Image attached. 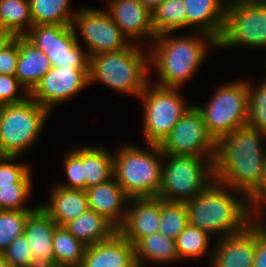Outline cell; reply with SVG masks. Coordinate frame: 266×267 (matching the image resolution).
<instances>
[{"label": "cell", "instance_id": "cell-1", "mask_svg": "<svg viewBox=\"0 0 266 267\" xmlns=\"http://www.w3.org/2000/svg\"><path fill=\"white\" fill-rule=\"evenodd\" d=\"M265 140L266 132L248 125L218 139L213 161L215 181L248 198L257 189L262 177Z\"/></svg>", "mask_w": 266, "mask_h": 267}, {"label": "cell", "instance_id": "cell-2", "mask_svg": "<svg viewBox=\"0 0 266 267\" xmlns=\"http://www.w3.org/2000/svg\"><path fill=\"white\" fill-rule=\"evenodd\" d=\"M188 33L179 36L167 32L155 37L149 46L150 71L152 74L155 69L158 75L156 81H151L153 84L182 90L208 59L210 50L218 51V42L212 36Z\"/></svg>", "mask_w": 266, "mask_h": 267}, {"label": "cell", "instance_id": "cell-3", "mask_svg": "<svg viewBox=\"0 0 266 267\" xmlns=\"http://www.w3.org/2000/svg\"><path fill=\"white\" fill-rule=\"evenodd\" d=\"M184 205L189 224L216 239L240 233L253 222L247 198L215 180Z\"/></svg>", "mask_w": 266, "mask_h": 267}, {"label": "cell", "instance_id": "cell-4", "mask_svg": "<svg viewBox=\"0 0 266 267\" xmlns=\"http://www.w3.org/2000/svg\"><path fill=\"white\" fill-rule=\"evenodd\" d=\"M149 47L128 48L89 57V85L100 83L113 91L139 98L151 82Z\"/></svg>", "mask_w": 266, "mask_h": 267}, {"label": "cell", "instance_id": "cell-5", "mask_svg": "<svg viewBox=\"0 0 266 267\" xmlns=\"http://www.w3.org/2000/svg\"><path fill=\"white\" fill-rule=\"evenodd\" d=\"M121 144L113 152V175L131 198L158 197L162 182L163 153L159 145Z\"/></svg>", "mask_w": 266, "mask_h": 267}, {"label": "cell", "instance_id": "cell-6", "mask_svg": "<svg viewBox=\"0 0 266 267\" xmlns=\"http://www.w3.org/2000/svg\"><path fill=\"white\" fill-rule=\"evenodd\" d=\"M213 161L214 157L163 154L158 197L166 202L190 201L215 180Z\"/></svg>", "mask_w": 266, "mask_h": 267}, {"label": "cell", "instance_id": "cell-7", "mask_svg": "<svg viewBox=\"0 0 266 267\" xmlns=\"http://www.w3.org/2000/svg\"><path fill=\"white\" fill-rule=\"evenodd\" d=\"M206 104H194L209 133L217 141L225 134L247 125L249 115L248 80L237 79L216 86Z\"/></svg>", "mask_w": 266, "mask_h": 267}, {"label": "cell", "instance_id": "cell-8", "mask_svg": "<svg viewBox=\"0 0 266 267\" xmlns=\"http://www.w3.org/2000/svg\"><path fill=\"white\" fill-rule=\"evenodd\" d=\"M50 111L30 96L15 104L0 106V142L5 155L20 156L39 139ZM31 146V147H30Z\"/></svg>", "mask_w": 266, "mask_h": 267}, {"label": "cell", "instance_id": "cell-9", "mask_svg": "<svg viewBox=\"0 0 266 267\" xmlns=\"http://www.w3.org/2000/svg\"><path fill=\"white\" fill-rule=\"evenodd\" d=\"M179 91L180 88L161 87L150 82L137 98L143 106L144 143L160 145L194 104H188Z\"/></svg>", "mask_w": 266, "mask_h": 267}, {"label": "cell", "instance_id": "cell-10", "mask_svg": "<svg viewBox=\"0 0 266 267\" xmlns=\"http://www.w3.org/2000/svg\"><path fill=\"white\" fill-rule=\"evenodd\" d=\"M217 42L219 51L251 47L266 52V6L227 0L224 27Z\"/></svg>", "mask_w": 266, "mask_h": 267}, {"label": "cell", "instance_id": "cell-11", "mask_svg": "<svg viewBox=\"0 0 266 267\" xmlns=\"http://www.w3.org/2000/svg\"><path fill=\"white\" fill-rule=\"evenodd\" d=\"M72 28L77 40L82 36L86 43L84 45L88 57L103 52L120 51L132 44L104 8H79Z\"/></svg>", "mask_w": 266, "mask_h": 267}, {"label": "cell", "instance_id": "cell-12", "mask_svg": "<svg viewBox=\"0 0 266 267\" xmlns=\"http://www.w3.org/2000/svg\"><path fill=\"white\" fill-rule=\"evenodd\" d=\"M55 67H89V57L72 25H35L24 35Z\"/></svg>", "mask_w": 266, "mask_h": 267}, {"label": "cell", "instance_id": "cell-13", "mask_svg": "<svg viewBox=\"0 0 266 267\" xmlns=\"http://www.w3.org/2000/svg\"><path fill=\"white\" fill-rule=\"evenodd\" d=\"M216 143L193 104L159 146L168 155L215 157Z\"/></svg>", "mask_w": 266, "mask_h": 267}, {"label": "cell", "instance_id": "cell-14", "mask_svg": "<svg viewBox=\"0 0 266 267\" xmlns=\"http://www.w3.org/2000/svg\"><path fill=\"white\" fill-rule=\"evenodd\" d=\"M89 86V67H55L41 78L30 97L51 113Z\"/></svg>", "mask_w": 266, "mask_h": 267}, {"label": "cell", "instance_id": "cell-15", "mask_svg": "<svg viewBox=\"0 0 266 267\" xmlns=\"http://www.w3.org/2000/svg\"><path fill=\"white\" fill-rule=\"evenodd\" d=\"M106 1V11L129 41L149 47L157 36L152 24V13L138 0Z\"/></svg>", "mask_w": 266, "mask_h": 267}, {"label": "cell", "instance_id": "cell-16", "mask_svg": "<svg viewBox=\"0 0 266 267\" xmlns=\"http://www.w3.org/2000/svg\"><path fill=\"white\" fill-rule=\"evenodd\" d=\"M214 240L210 267H253L256 252L253 222L240 233Z\"/></svg>", "mask_w": 266, "mask_h": 267}, {"label": "cell", "instance_id": "cell-17", "mask_svg": "<svg viewBox=\"0 0 266 267\" xmlns=\"http://www.w3.org/2000/svg\"><path fill=\"white\" fill-rule=\"evenodd\" d=\"M159 223V197L131 198L124 223L118 232L134 246L140 239L158 232Z\"/></svg>", "mask_w": 266, "mask_h": 267}, {"label": "cell", "instance_id": "cell-18", "mask_svg": "<svg viewBox=\"0 0 266 267\" xmlns=\"http://www.w3.org/2000/svg\"><path fill=\"white\" fill-rule=\"evenodd\" d=\"M56 226L39 204L28 215L23 234L31 249L34 267H54L52 240Z\"/></svg>", "mask_w": 266, "mask_h": 267}, {"label": "cell", "instance_id": "cell-19", "mask_svg": "<svg viewBox=\"0 0 266 267\" xmlns=\"http://www.w3.org/2000/svg\"><path fill=\"white\" fill-rule=\"evenodd\" d=\"M89 209L103 216L117 230L123 225L129 197L113 176L110 180L85 189Z\"/></svg>", "mask_w": 266, "mask_h": 267}, {"label": "cell", "instance_id": "cell-20", "mask_svg": "<svg viewBox=\"0 0 266 267\" xmlns=\"http://www.w3.org/2000/svg\"><path fill=\"white\" fill-rule=\"evenodd\" d=\"M80 267H139L134 246L118 231L108 240L86 247Z\"/></svg>", "mask_w": 266, "mask_h": 267}, {"label": "cell", "instance_id": "cell-21", "mask_svg": "<svg viewBox=\"0 0 266 267\" xmlns=\"http://www.w3.org/2000/svg\"><path fill=\"white\" fill-rule=\"evenodd\" d=\"M184 4L186 28L210 35L218 41L224 27L227 0H184Z\"/></svg>", "mask_w": 266, "mask_h": 267}, {"label": "cell", "instance_id": "cell-22", "mask_svg": "<svg viewBox=\"0 0 266 267\" xmlns=\"http://www.w3.org/2000/svg\"><path fill=\"white\" fill-rule=\"evenodd\" d=\"M50 189L48 203L39 205L57 225L64 226L89 209L84 190L68 189L56 184Z\"/></svg>", "mask_w": 266, "mask_h": 267}, {"label": "cell", "instance_id": "cell-23", "mask_svg": "<svg viewBox=\"0 0 266 267\" xmlns=\"http://www.w3.org/2000/svg\"><path fill=\"white\" fill-rule=\"evenodd\" d=\"M18 48L15 76L30 93L52 66L48 57L25 36H18Z\"/></svg>", "mask_w": 266, "mask_h": 267}, {"label": "cell", "instance_id": "cell-24", "mask_svg": "<svg viewBox=\"0 0 266 267\" xmlns=\"http://www.w3.org/2000/svg\"><path fill=\"white\" fill-rule=\"evenodd\" d=\"M64 227L86 246L110 239L118 230L103 216L88 209Z\"/></svg>", "mask_w": 266, "mask_h": 267}, {"label": "cell", "instance_id": "cell-25", "mask_svg": "<svg viewBox=\"0 0 266 267\" xmlns=\"http://www.w3.org/2000/svg\"><path fill=\"white\" fill-rule=\"evenodd\" d=\"M134 253L139 267H145L149 262L156 265L181 262L176 251L175 240L159 232L140 239L134 245Z\"/></svg>", "mask_w": 266, "mask_h": 267}, {"label": "cell", "instance_id": "cell-26", "mask_svg": "<svg viewBox=\"0 0 266 267\" xmlns=\"http://www.w3.org/2000/svg\"><path fill=\"white\" fill-rule=\"evenodd\" d=\"M113 176V152L100 145H84L85 189L107 182Z\"/></svg>", "mask_w": 266, "mask_h": 267}, {"label": "cell", "instance_id": "cell-27", "mask_svg": "<svg viewBox=\"0 0 266 267\" xmlns=\"http://www.w3.org/2000/svg\"><path fill=\"white\" fill-rule=\"evenodd\" d=\"M86 247L64 226L57 225L52 240L54 267H80Z\"/></svg>", "mask_w": 266, "mask_h": 267}, {"label": "cell", "instance_id": "cell-28", "mask_svg": "<svg viewBox=\"0 0 266 267\" xmlns=\"http://www.w3.org/2000/svg\"><path fill=\"white\" fill-rule=\"evenodd\" d=\"M35 25H72L77 14L71 8L72 0H29ZM71 8V9H70Z\"/></svg>", "mask_w": 266, "mask_h": 267}, {"label": "cell", "instance_id": "cell-29", "mask_svg": "<svg viewBox=\"0 0 266 267\" xmlns=\"http://www.w3.org/2000/svg\"><path fill=\"white\" fill-rule=\"evenodd\" d=\"M211 238L213 237L207 232L188 224L175 240L179 260L183 262L186 259H195L197 261L198 258L201 259L208 253V261L211 262L213 251Z\"/></svg>", "mask_w": 266, "mask_h": 267}, {"label": "cell", "instance_id": "cell-30", "mask_svg": "<svg viewBox=\"0 0 266 267\" xmlns=\"http://www.w3.org/2000/svg\"><path fill=\"white\" fill-rule=\"evenodd\" d=\"M0 25L14 36H24L33 26L29 0H0Z\"/></svg>", "mask_w": 266, "mask_h": 267}, {"label": "cell", "instance_id": "cell-31", "mask_svg": "<svg viewBox=\"0 0 266 267\" xmlns=\"http://www.w3.org/2000/svg\"><path fill=\"white\" fill-rule=\"evenodd\" d=\"M152 24L156 35L186 28L184 0H163L152 12Z\"/></svg>", "mask_w": 266, "mask_h": 267}, {"label": "cell", "instance_id": "cell-32", "mask_svg": "<svg viewBox=\"0 0 266 267\" xmlns=\"http://www.w3.org/2000/svg\"><path fill=\"white\" fill-rule=\"evenodd\" d=\"M189 224L184 203L166 202L160 198V234L176 240L177 236Z\"/></svg>", "mask_w": 266, "mask_h": 267}, {"label": "cell", "instance_id": "cell-33", "mask_svg": "<svg viewBox=\"0 0 266 267\" xmlns=\"http://www.w3.org/2000/svg\"><path fill=\"white\" fill-rule=\"evenodd\" d=\"M74 148L68 150L67 153L65 152L63 158L62 166L64 167V174L67 180L65 182H56V185L85 191L84 146Z\"/></svg>", "mask_w": 266, "mask_h": 267}, {"label": "cell", "instance_id": "cell-34", "mask_svg": "<svg viewBox=\"0 0 266 267\" xmlns=\"http://www.w3.org/2000/svg\"><path fill=\"white\" fill-rule=\"evenodd\" d=\"M33 210H0V251L3 252L24 233L28 215Z\"/></svg>", "mask_w": 266, "mask_h": 267}, {"label": "cell", "instance_id": "cell-35", "mask_svg": "<svg viewBox=\"0 0 266 267\" xmlns=\"http://www.w3.org/2000/svg\"><path fill=\"white\" fill-rule=\"evenodd\" d=\"M249 115L247 125L266 132V80L254 86L248 80Z\"/></svg>", "mask_w": 266, "mask_h": 267}, {"label": "cell", "instance_id": "cell-36", "mask_svg": "<svg viewBox=\"0 0 266 267\" xmlns=\"http://www.w3.org/2000/svg\"><path fill=\"white\" fill-rule=\"evenodd\" d=\"M19 156L0 157V186L12 184H33L31 167L27 163H18Z\"/></svg>", "mask_w": 266, "mask_h": 267}, {"label": "cell", "instance_id": "cell-37", "mask_svg": "<svg viewBox=\"0 0 266 267\" xmlns=\"http://www.w3.org/2000/svg\"><path fill=\"white\" fill-rule=\"evenodd\" d=\"M33 184L0 186V210H34L38 205L25 206L31 197Z\"/></svg>", "mask_w": 266, "mask_h": 267}, {"label": "cell", "instance_id": "cell-38", "mask_svg": "<svg viewBox=\"0 0 266 267\" xmlns=\"http://www.w3.org/2000/svg\"><path fill=\"white\" fill-rule=\"evenodd\" d=\"M3 253L9 267H34L31 249L24 234L17 237Z\"/></svg>", "mask_w": 266, "mask_h": 267}, {"label": "cell", "instance_id": "cell-39", "mask_svg": "<svg viewBox=\"0 0 266 267\" xmlns=\"http://www.w3.org/2000/svg\"><path fill=\"white\" fill-rule=\"evenodd\" d=\"M29 96L15 75L0 74V105L20 103Z\"/></svg>", "mask_w": 266, "mask_h": 267}, {"label": "cell", "instance_id": "cell-40", "mask_svg": "<svg viewBox=\"0 0 266 267\" xmlns=\"http://www.w3.org/2000/svg\"><path fill=\"white\" fill-rule=\"evenodd\" d=\"M19 58L18 36L0 51V74L15 75Z\"/></svg>", "mask_w": 266, "mask_h": 267}, {"label": "cell", "instance_id": "cell-41", "mask_svg": "<svg viewBox=\"0 0 266 267\" xmlns=\"http://www.w3.org/2000/svg\"><path fill=\"white\" fill-rule=\"evenodd\" d=\"M248 207L253 215L257 211L266 209V156L264 159L262 177L257 189L247 198Z\"/></svg>", "mask_w": 266, "mask_h": 267}, {"label": "cell", "instance_id": "cell-42", "mask_svg": "<svg viewBox=\"0 0 266 267\" xmlns=\"http://www.w3.org/2000/svg\"><path fill=\"white\" fill-rule=\"evenodd\" d=\"M253 267H266V235L256 226V252Z\"/></svg>", "mask_w": 266, "mask_h": 267}, {"label": "cell", "instance_id": "cell-43", "mask_svg": "<svg viewBox=\"0 0 266 267\" xmlns=\"http://www.w3.org/2000/svg\"><path fill=\"white\" fill-rule=\"evenodd\" d=\"M14 35L0 25V51L14 40Z\"/></svg>", "mask_w": 266, "mask_h": 267}, {"label": "cell", "instance_id": "cell-44", "mask_svg": "<svg viewBox=\"0 0 266 267\" xmlns=\"http://www.w3.org/2000/svg\"><path fill=\"white\" fill-rule=\"evenodd\" d=\"M264 210L257 211L253 214V223L266 235V216L264 215L266 213H264Z\"/></svg>", "mask_w": 266, "mask_h": 267}, {"label": "cell", "instance_id": "cell-45", "mask_svg": "<svg viewBox=\"0 0 266 267\" xmlns=\"http://www.w3.org/2000/svg\"><path fill=\"white\" fill-rule=\"evenodd\" d=\"M151 13L157 8L163 0H138Z\"/></svg>", "mask_w": 266, "mask_h": 267}, {"label": "cell", "instance_id": "cell-46", "mask_svg": "<svg viewBox=\"0 0 266 267\" xmlns=\"http://www.w3.org/2000/svg\"><path fill=\"white\" fill-rule=\"evenodd\" d=\"M0 267H9L7 260L5 259L4 253L0 251Z\"/></svg>", "mask_w": 266, "mask_h": 267}, {"label": "cell", "instance_id": "cell-47", "mask_svg": "<svg viewBox=\"0 0 266 267\" xmlns=\"http://www.w3.org/2000/svg\"><path fill=\"white\" fill-rule=\"evenodd\" d=\"M251 4L259 5V6H266V0H246Z\"/></svg>", "mask_w": 266, "mask_h": 267}, {"label": "cell", "instance_id": "cell-48", "mask_svg": "<svg viewBox=\"0 0 266 267\" xmlns=\"http://www.w3.org/2000/svg\"><path fill=\"white\" fill-rule=\"evenodd\" d=\"M6 156L3 152H2V147H1V142H0V157Z\"/></svg>", "mask_w": 266, "mask_h": 267}, {"label": "cell", "instance_id": "cell-49", "mask_svg": "<svg viewBox=\"0 0 266 267\" xmlns=\"http://www.w3.org/2000/svg\"><path fill=\"white\" fill-rule=\"evenodd\" d=\"M265 62H264V64H265V67H264V69H265V71H264V73L266 72V57H265V60H264ZM266 75V74H265ZM264 79L266 80V76L264 77Z\"/></svg>", "mask_w": 266, "mask_h": 267}]
</instances>
